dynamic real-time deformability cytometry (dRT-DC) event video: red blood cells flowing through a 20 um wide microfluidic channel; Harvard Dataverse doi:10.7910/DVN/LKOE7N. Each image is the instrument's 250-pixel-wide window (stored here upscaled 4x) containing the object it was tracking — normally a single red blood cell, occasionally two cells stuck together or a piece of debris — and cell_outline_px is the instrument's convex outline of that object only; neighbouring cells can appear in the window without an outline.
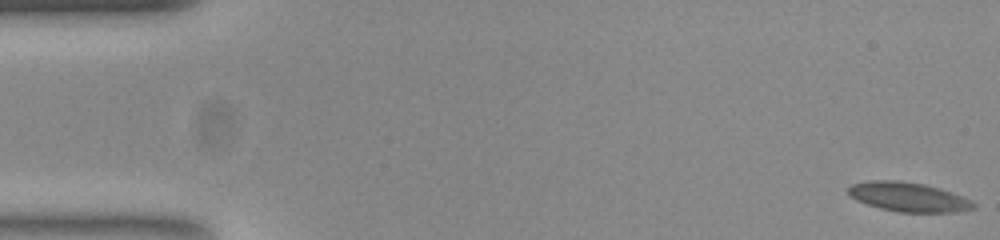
{"species": "common noctule bat (a hibernating species)", "species_latin": "Nyctalus noctula", "temperature_condition": "room temperature", "stored_images_in_passage": 53, "camera_frame_rate_fps": 3000, "um_per_image_px": 0.085, "animal": {"sex": "female", "body_mass_g": 23.0, "forearm_length_mm": 53.4}, "frame": {"image": 1, "passage_image": 1, "time_ms": 0.0, "image_size_px": [1000, 240], "cell_outline_px": [[976, 208], [956, 212], [900, 212], [880, 208], [856, 200], [848, 192], [848, 188], [852, 184], [876, 180], [896, 180], [924, 184], [960, 196], [976, 204]], "centroid_in_image_um": [77.19, 16.75], "position_along_channel_um": 7.8, "area_um2": 20.87}}
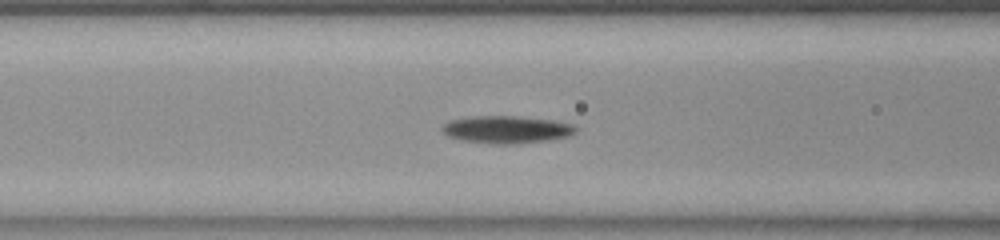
{"frame": {"image": 2, "passage_image": 21, "time_ms": 6.667, "image_size_px": [1000, 240], "cell_outline_px": [[576, 132], [568, 136], [544, 140], [512, 144], [496, 144], [460, 140], [448, 136], [440, 128], [448, 120], [472, 116], [516, 116], [552, 120], [572, 124], [576, 128]], "centroid_in_image_um": [43.0, 11.0], "position_along_channel_um": 123.6, "area_um2": 21.21}}
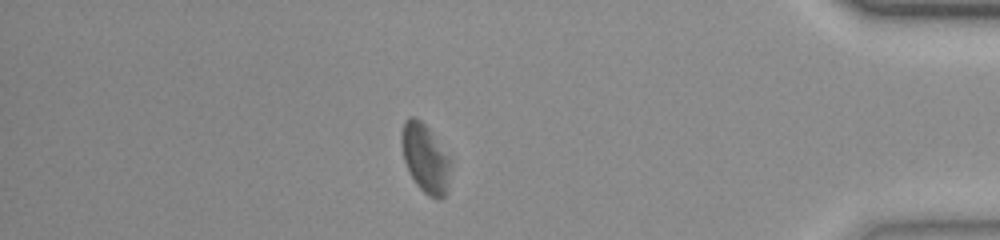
{"frame": {"image": 3, "passage_image": 46, "time_ms": 15.0, "image_size_px": [1000, 240], "cell_outline_px": [[448, 192], [440, 200], [436, 200], [428, 196], [416, 184], [404, 160], [400, 144], [400, 136], [404, 120], [408, 116], [416, 116], [428, 128], [448, 160]], "centroid_in_image_um": [36.08, 13.45], "position_along_channel_um": 399.1, "area_um2": 19.13}, "authors_computed_cell_mechanics": {"area_um2": 20.1722, "velocity_mm_per_s": 3.8044, "shape_relaxation_time_tau1_ms": 5.0738, "shape_relaxation_time_tau2_ms": 3.093, "deformation_change_tau1": 0.1287, "deformation_change_tau2": 0.0878}}